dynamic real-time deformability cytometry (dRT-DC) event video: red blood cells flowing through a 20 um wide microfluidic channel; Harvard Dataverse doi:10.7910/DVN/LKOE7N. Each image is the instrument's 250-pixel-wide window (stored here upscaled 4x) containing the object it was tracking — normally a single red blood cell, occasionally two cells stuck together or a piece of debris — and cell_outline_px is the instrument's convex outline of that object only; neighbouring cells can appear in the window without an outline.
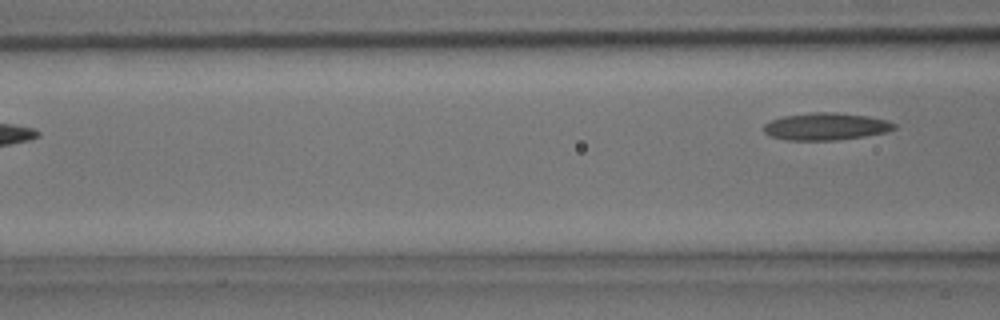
{"species": "common noctule bat (a hibernating species)", "species_latin": "Nyctalus noctula", "temperature_condition": "room temperature", "stored_images_in_passage": 5, "camera_frame_rate_fps": 3000, "um_per_image_px": 0.085, "animal": {"sex": "male", "body_mass_g": 15.6}, "frame": {"image": 1, "passage_image": 5, "time_ms": 1.333, "image_size_px": [1000, 320], "cell_outline_px": [[896, 128], [884, 132], [864, 136], [836, 140], [788, 140], [768, 136], [764, 132], [764, 124], [772, 120], [784, 116], [816, 112], [832, 112], [864, 116], [888, 120], [896, 124]], "centroid_in_image_um": [70.17, 10.76], "position_along_channel_um": 96.4, "area_um2": 20.46}}